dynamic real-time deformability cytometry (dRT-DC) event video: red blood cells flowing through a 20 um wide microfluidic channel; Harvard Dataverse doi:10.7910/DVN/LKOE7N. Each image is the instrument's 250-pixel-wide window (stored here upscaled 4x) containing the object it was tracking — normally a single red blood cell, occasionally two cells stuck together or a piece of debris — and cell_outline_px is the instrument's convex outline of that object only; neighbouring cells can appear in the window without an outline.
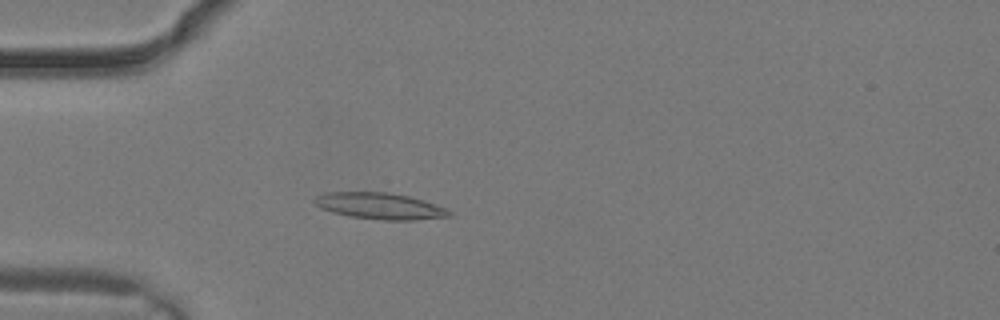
{"species": "common noctule bat (a hibernating species)", "species_latin": "Nyctalus noctula", "temperature_condition": "warm", "stored_images_in_passage": 2, "camera_frame_rate_fps": 3000, "um_per_image_px": 0.085, "animal": {"sex": "male", "body_mass_g": 19.2, "forearm_length_mm": 51.8}, "frame": {"image": 1, "passage_image": 2, "time_ms": 0.333, "image_size_px": [1000, 320], "cell_outline_px": [[452, 216], [416, 220], [380, 220], [352, 216], [332, 212], [320, 208], [312, 200], [316, 196], [324, 192], [388, 192], [408, 196], [444, 208], [452, 212]], "centroid_in_image_um": [32.24, 17.51], "position_along_channel_um": 52.8, "area_um2": 20.52}}